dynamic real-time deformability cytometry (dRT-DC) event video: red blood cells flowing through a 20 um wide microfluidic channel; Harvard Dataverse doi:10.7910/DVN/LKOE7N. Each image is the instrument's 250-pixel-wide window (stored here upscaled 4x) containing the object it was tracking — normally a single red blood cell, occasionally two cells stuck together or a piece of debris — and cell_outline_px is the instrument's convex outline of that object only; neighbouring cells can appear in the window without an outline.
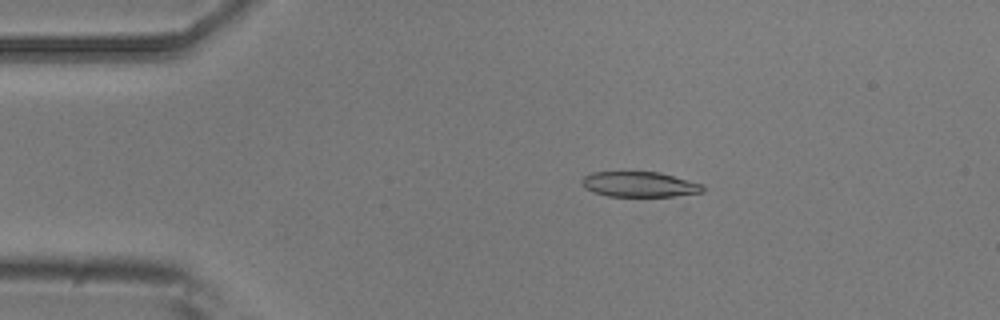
{"species": "common noctule bat (a hibernating species)", "species_latin": "Nyctalus noctula", "temperature_condition": "room temperature", "stored_images_in_passage": 43, "camera_frame_rate_fps": 3000, "um_per_image_px": 0.085, "animal": {"sex": "male", "body_mass_g": 20.5, "forearm_length_mm": 52.5}, "frame": {"image": 1, "passage_image": 3, "time_ms": 0.667, "image_size_px": [1000, 320], "cell_outline_px": [[708, 188], [704, 192], [684, 208], [608, 196], [592, 192], [584, 188], [580, 180], [584, 176], [592, 172], [660, 172], [704, 184]], "centroid_in_image_um": [54.82, 15.92], "position_along_channel_um": 30.2, "area_um2": 22.37}}
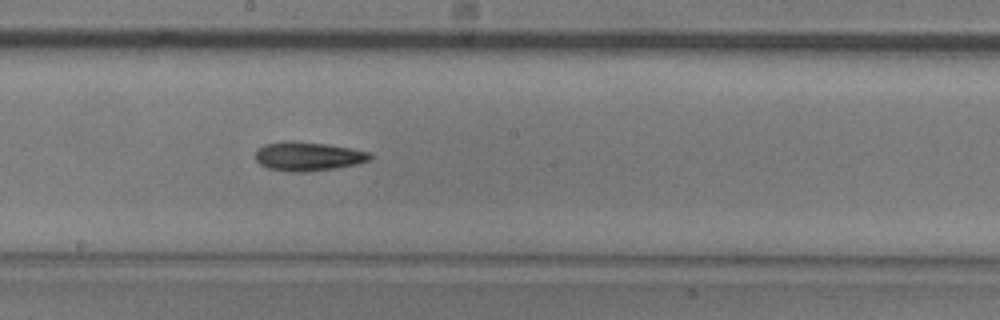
{"frame": {"image": 2, "passage_image": 21, "time_ms": 6.667, "image_size_px": [1000, 320], "cell_outline_px": [[372, 160], [356, 164], [336, 168], [308, 172], [292, 172], [268, 168], [260, 164], [256, 160], [256, 152], [264, 144], [284, 140], [292, 140], [324, 144], [348, 148], [368, 152], [372, 156]], "centroid_in_image_um": [26.17, 13.29], "position_along_channel_um": 222.0, "area_um2": 19.31}}
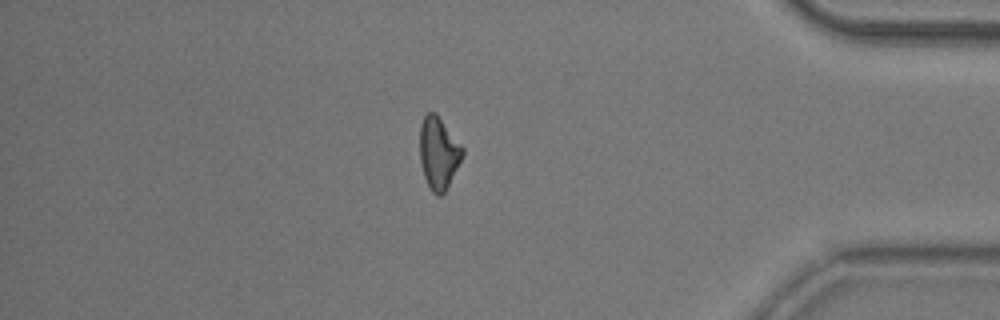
{"frame": {"image": 3, "passage_image": 37, "time_ms": 12.0, "image_size_px": [1000, 320], "cell_outline_px": [[464, 156], [444, 192], [440, 196], [436, 196], [428, 188], [420, 164], [420, 124], [424, 116], [428, 112], [436, 112], [464, 148]], "centroid_in_image_um": [37.28, 13.01], "position_along_channel_um": 397.9, "area_um2": 18.15}}